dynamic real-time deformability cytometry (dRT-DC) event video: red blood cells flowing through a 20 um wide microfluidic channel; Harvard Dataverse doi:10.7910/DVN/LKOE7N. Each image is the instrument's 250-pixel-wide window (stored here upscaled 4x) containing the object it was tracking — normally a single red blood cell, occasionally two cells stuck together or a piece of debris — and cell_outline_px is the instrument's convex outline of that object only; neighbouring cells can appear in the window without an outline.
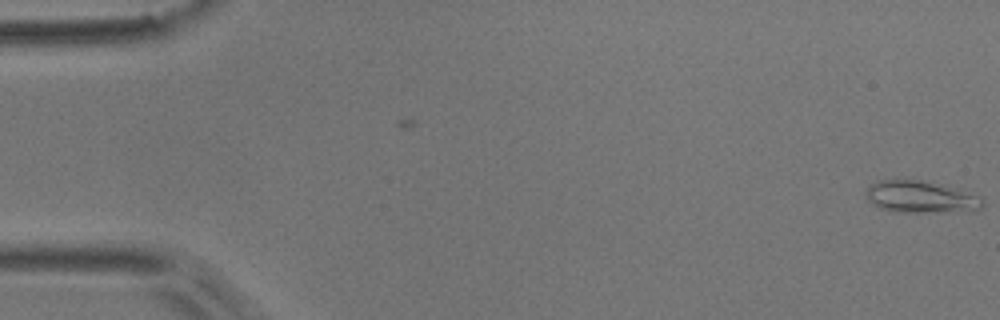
{"species": "common noctule bat (a hibernating species)", "species_latin": "Nyctalus noctula", "temperature_condition": "room temperature", "stored_images_in_passage": 2, "camera_frame_rate_fps": 3000, "um_per_image_px": 0.085, "animal": {"sex": "male", "body_mass_g": 17.9}, "frame": {"image": 1, "passage_image": 2, "time_ms": 0.333, "image_size_px": [1000, 320], "cell_outline_px": [[984, 208], [968, 212], [892, 212], [880, 208], [872, 204], [868, 200], [864, 192], [868, 184], [880, 180], [928, 180], [944, 184], [980, 196], [984, 200]], "centroid_in_image_um": [78.29, 16.74], "position_along_channel_um": 6.7, "area_um2": 22.48}}